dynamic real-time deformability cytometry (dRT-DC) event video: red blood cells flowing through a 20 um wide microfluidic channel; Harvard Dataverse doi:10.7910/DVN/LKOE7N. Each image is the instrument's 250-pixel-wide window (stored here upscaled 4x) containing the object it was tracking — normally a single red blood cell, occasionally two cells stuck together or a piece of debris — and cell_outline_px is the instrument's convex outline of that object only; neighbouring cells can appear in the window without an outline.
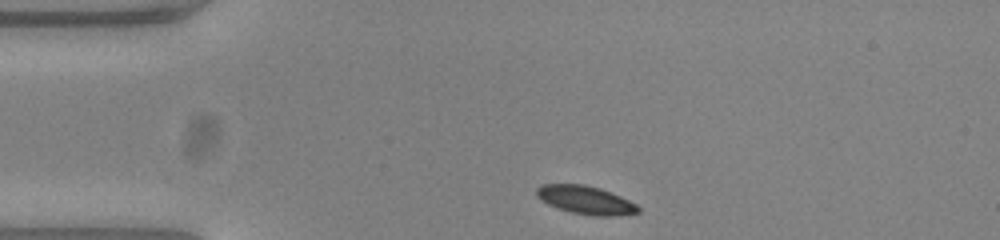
{"species": "common noctule bat (a hibernating species)", "species_latin": "Nyctalus noctula", "temperature_condition": "warm", "stored_images_in_passage": 35, "camera_frame_rate_fps": 3000, "um_per_image_px": 0.085, "animal": {"sex": "female", "body_mass_g": 23.0, "forearm_length_mm": 53.4}, "frame": {"image": 1, "passage_image": 1, "time_ms": 0.0, "image_size_px": [1000, 240], "cell_outline_px": [[640, 212], [612, 216], [596, 216], [572, 212], [556, 208], [540, 200], [536, 196], [536, 188], [540, 184], [584, 184], [600, 188], [620, 196], [636, 204], [640, 208]], "centroid_in_image_um": [49.74, 16.99], "position_along_channel_um": 35.3, "area_um2": 16.76}}
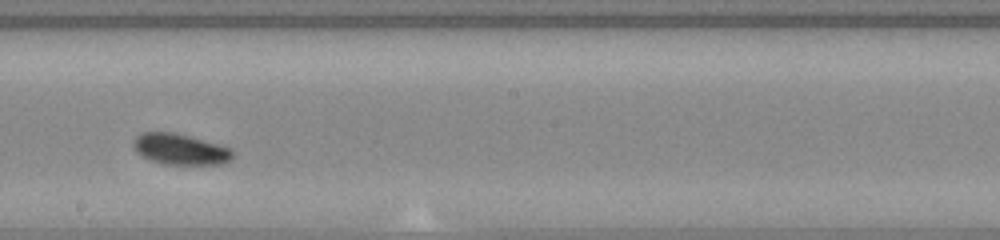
{"frame": {"image": 2, "passage_image": 20, "time_ms": 6.333, "image_size_px": [1000, 240], "cell_outline_px": [[236, 156], [224, 164], [164, 164], [140, 156], [136, 152], [132, 144], [132, 140], [140, 132], [172, 132], [220, 144], [232, 148], [236, 152]], "centroid_in_image_um": [15.35, 12.68], "position_along_channel_um": 232.9, "area_um2": 18.21}}
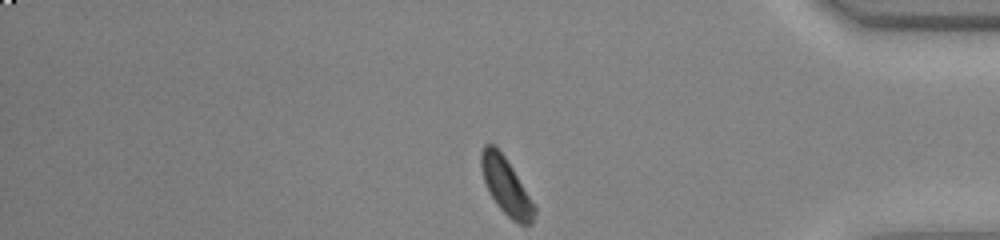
{"frame": {"image": 3, "passage_image": 35, "time_ms": 11.333, "image_size_px": [1000, 240], "cell_outline_px": [[536, 212], [532, 224], [520, 224], [512, 220], [496, 204], [484, 180], [480, 164], [480, 152], [484, 144], [492, 144], [504, 156], [512, 168], [536, 208]], "centroid_in_image_um": [43.0, 15.83], "position_along_channel_um": 392.2, "area_um2": 17.11}, "authors_computed_cell_mechanics": {"area_um2": 17.4556, "velocity_mm_per_s": 3.7461, "shape_relaxation_time_tau1_ms": 1.3301, "shape_relaxation_time_tau2_ms": null, "deformation_change_tau1": 0.0841, "deformation_change_tau2": null}}